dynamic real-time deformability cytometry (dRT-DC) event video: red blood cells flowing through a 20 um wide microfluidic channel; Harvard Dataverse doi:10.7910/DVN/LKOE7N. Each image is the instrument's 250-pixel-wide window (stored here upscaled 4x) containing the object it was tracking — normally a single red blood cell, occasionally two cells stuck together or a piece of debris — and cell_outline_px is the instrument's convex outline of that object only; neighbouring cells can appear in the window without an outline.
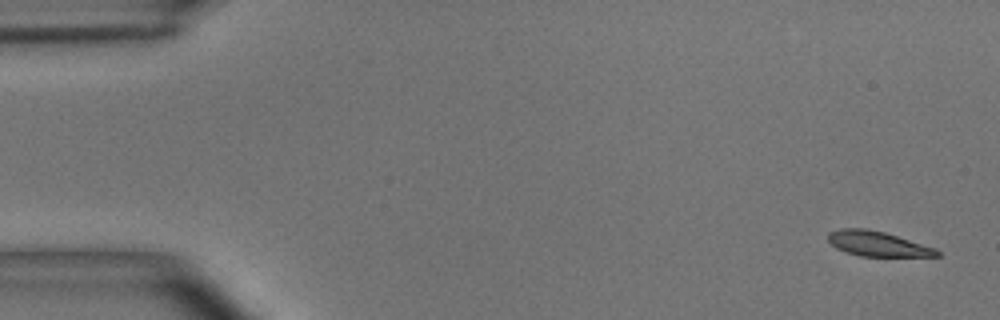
{"species": "common noctule bat (a hibernating species)", "species_latin": "Nyctalus noctula", "temperature_condition": "room temperature", "stored_images_in_passage": 5, "camera_frame_rate_fps": 3000, "um_per_image_px": 0.085, "animal": {"sex": "male", "body_mass_g": 15.6}, "frame": {"image": 1, "passage_image": 1, "time_ms": 0.0, "image_size_px": [1000, 320], "cell_outline_px": [[940, 256], [860, 256], [836, 248], [828, 240], [828, 232], [840, 228], [868, 228], [884, 232], [936, 248], [940, 252]], "centroid_in_image_um": [74.58, 20.71], "position_along_channel_um": 10.4, "area_um2": 15.72}}
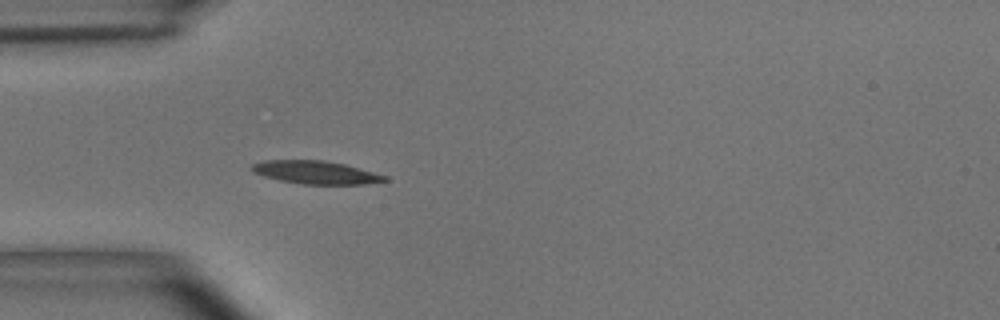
{"frame": {"image": 2, "passage_image": 5, "time_ms": 1.333, "image_size_px": [1000, 320], "cell_outline_px": [[388, 180], [364, 184], [300, 184], [280, 180], [264, 176], [248, 168], [252, 164], [264, 160], [324, 160], [344, 164], [360, 168], [388, 176]], "centroid_in_image_um": [26.84, 14.65], "position_along_channel_um": 58.2, "area_um2": 17.8}}